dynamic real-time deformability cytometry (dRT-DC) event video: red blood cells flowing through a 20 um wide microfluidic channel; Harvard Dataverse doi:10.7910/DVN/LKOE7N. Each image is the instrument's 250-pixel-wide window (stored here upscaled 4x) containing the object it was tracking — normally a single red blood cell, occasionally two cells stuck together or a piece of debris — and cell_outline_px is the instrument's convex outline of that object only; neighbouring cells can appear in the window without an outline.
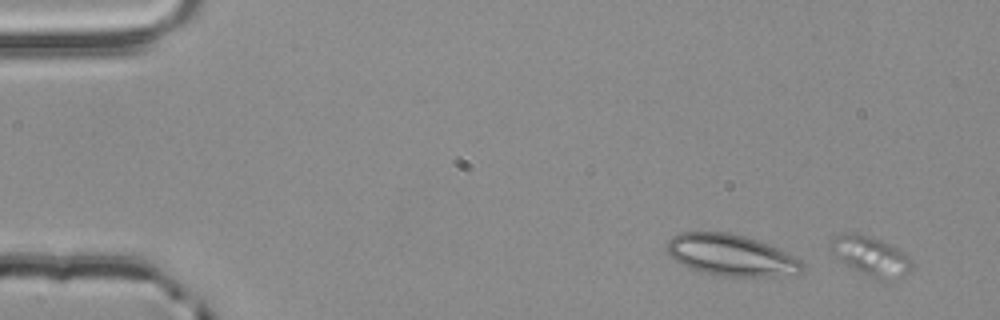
{"species": "common noctule bat (a hibernating species)", "species_latin": "Nyctalus noctula", "temperature_condition": "room temperature", "stored_images_in_passage": 2, "segment_of_instrument_passage": [2, 2], "camera_frame_rate_fps": 3000, "um_per_image_px": 0.085, "animal": {"sex": "male", "body_mass_g": 20.4}, "frame": {"image": 1, "passage_image": 2, "time_ms": 0.333, "image_size_px": [1000, 320], "cell_outline_px": [[912, 268], [904, 276], [884, 280], [876, 280], [868, 276], [836, 256], [828, 248], [828, 244], [836, 236], [844, 232], [856, 232], [880, 240], [904, 252], [908, 256], [912, 264]], "centroid_in_image_um": [74.01, 21.75], "position_along_channel_um": 11.0, "area_um2": 18.26}}